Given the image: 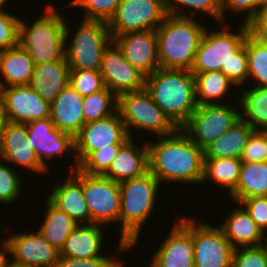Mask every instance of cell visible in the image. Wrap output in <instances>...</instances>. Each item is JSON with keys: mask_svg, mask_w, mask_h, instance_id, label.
Masks as SVG:
<instances>
[{"mask_svg": "<svg viewBox=\"0 0 267 267\" xmlns=\"http://www.w3.org/2000/svg\"><path fill=\"white\" fill-rule=\"evenodd\" d=\"M157 142H146L149 171L162 182L172 184H201L204 150L178 128L173 134L157 137Z\"/></svg>", "mask_w": 267, "mask_h": 267, "instance_id": "obj_1", "label": "cell"}, {"mask_svg": "<svg viewBox=\"0 0 267 267\" xmlns=\"http://www.w3.org/2000/svg\"><path fill=\"white\" fill-rule=\"evenodd\" d=\"M161 186L150 171L142 176L119 182L121 192L119 231L121 233L117 252H114L118 256L137 246L143 225L148 222V219L150 220L149 217L155 211Z\"/></svg>", "mask_w": 267, "mask_h": 267, "instance_id": "obj_2", "label": "cell"}, {"mask_svg": "<svg viewBox=\"0 0 267 267\" xmlns=\"http://www.w3.org/2000/svg\"><path fill=\"white\" fill-rule=\"evenodd\" d=\"M145 90L177 128H182L197 109L191 70L159 68L146 76Z\"/></svg>", "mask_w": 267, "mask_h": 267, "instance_id": "obj_3", "label": "cell"}, {"mask_svg": "<svg viewBox=\"0 0 267 267\" xmlns=\"http://www.w3.org/2000/svg\"><path fill=\"white\" fill-rule=\"evenodd\" d=\"M198 21L189 17L167 15L157 27L160 68L191 70L207 28Z\"/></svg>", "mask_w": 267, "mask_h": 267, "instance_id": "obj_4", "label": "cell"}, {"mask_svg": "<svg viewBox=\"0 0 267 267\" xmlns=\"http://www.w3.org/2000/svg\"><path fill=\"white\" fill-rule=\"evenodd\" d=\"M54 4H46L43 15L31 23L20 20L19 44L35 64L65 59V25ZM59 11V12H58ZM28 24V25H27Z\"/></svg>", "mask_w": 267, "mask_h": 267, "instance_id": "obj_5", "label": "cell"}, {"mask_svg": "<svg viewBox=\"0 0 267 267\" xmlns=\"http://www.w3.org/2000/svg\"><path fill=\"white\" fill-rule=\"evenodd\" d=\"M70 32L65 25V59L69 68L100 71L104 50L113 41L107 22L83 19L72 37Z\"/></svg>", "mask_w": 267, "mask_h": 267, "instance_id": "obj_6", "label": "cell"}, {"mask_svg": "<svg viewBox=\"0 0 267 267\" xmlns=\"http://www.w3.org/2000/svg\"><path fill=\"white\" fill-rule=\"evenodd\" d=\"M117 111L130 138H133V129L145 130L157 137L173 134L178 129L145 89L118 96Z\"/></svg>", "mask_w": 267, "mask_h": 267, "instance_id": "obj_7", "label": "cell"}, {"mask_svg": "<svg viewBox=\"0 0 267 267\" xmlns=\"http://www.w3.org/2000/svg\"><path fill=\"white\" fill-rule=\"evenodd\" d=\"M222 30H210L206 28L196 52L192 72H210L227 69V63L235 52L243 45L249 32L248 26L241 23L237 33L231 32L226 25L221 23ZM228 27V29L226 28ZM226 29V30H225ZM230 30V31H229Z\"/></svg>", "mask_w": 267, "mask_h": 267, "instance_id": "obj_8", "label": "cell"}, {"mask_svg": "<svg viewBox=\"0 0 267 267\" xmlns=\"http://www.w3.org/2000/svg\"><path fill=\"white\" fill-rule=\"evenodd\" d=\"M83 185L91 223L119 224L121 192L119 182L103 175H88L78 168L71 172Z\"/></svg>", "mask_w": 267, "mask_h": 267, "instance_id": "obj_9", "label": "cell"}, {"mask_svg": "<svg viewBox=\"0 0 267 267\" xmlns=\"http://www.w3.org/2000/svg\"><path fill=\"white\" fill-rule=\"evenodd\" d=\"M240 120V110L226 104L198 105L181 128L202 150Z\"/></svg>", "mask_w": 267, "mask_h": 267, "instance_id": "obj_10", "label": "cell"}, {"mask_svg": "<svg viewBox=\"0 0 267 267\" xmlns=\"http://www.w3.org/2000/svg\"><path fill=\"white\" fill-rule=\"evenodd\" d=\"M129 139L118 111L107 118L86 123L74 137L75 165L71 166L69 171L76 170L93 151L111 147V144H125Z\"/></svg>", "mask_w": 267, "mask_h": 267, "instance_id": "obj_11", "label": "cell"}, {"mask_svg": "<svg viewBox=\"0 0 267 267\" xmlns=\"http://www.w3.org/2000/svg\"><path fill=\"white\" fill-rule=\"evenodd\" d=\"M167 16L165 0H120L107 23L111 36L156 30Z\"/></svg>", "mask_w": 267, "mask_h": 267, "instance_id": "obj_12", "label": "cell"}, {"mask_svg": "<svg viewBox=\"0 0 267 267\" xmlns=\"http://www.w3.org/2000/svg\"><path fill=\"white\" fill-rule=\"evenodd\" d=\"M37 141L29 136L27 125L4 120L1 126L0 159L11 166H22L23 169L34 171L41 175L47 169L35 152ZM25 167V168H24Z\"/></svg>", "mask_w": 267, "mask_h": 267, "instance_id": "obj_13", "label": "cell"}, {"mask_svg": "<svg viewBox=\"0 0 267 267\" xmlns=\"http://www.w3.org/2000/svg\"><path fill=\"white\" fill-rule=\"evenodd\" d=\"M0 112L3 119L27 124L50 118V103L30 85H16L0 89Z\"/></svg>", "mask_w": 267, "mask_h": 267, "instance_id": "obj_14", "label": "cell"}, {"mask_svg": "<svg viewBox=\"0 0 267 267\" xmlns=\"http://www.w3.org/2000/svg\"><path fill=\"white\" fill-rule=\"evenodd\" d=\"M178 218L152 256L154 267H194V218Z\"/></svg>", "mask_w": 267, "mask_h": 267, "instance_id": "obj_15", "label": "cell"}, {"mask_svg": "<svg viewBox=\"0 0 267 267\" xmlns=\"http://www.w3.org/2000/svg\"><path fill=\"white\" fill-rule=\"evenodd\" d=\"M233 252L219 226L194 218V267H231Z\"/></svg>", "mask_w": 267, "mask_h": 267, "instance_id": "obj_16", "label": "cell"}, {"mask_svg": "<svg viewBox=\"0 0 267 267\" xmlns=\"http://www.w3.org/2000/svg\"><path fill=\"white\" fill-rule=\"evenodd\" d=\"M100 72L105 87L117 97L145 89L146 76L126 60L113 41L104 50Z\"/></svg>", "mask_w": 267, "mask_h": 267, "instance_id": "obj_17", "label": "cell"}, {"mask_svg": "<svg viewBox=\"0 0 267 267\" xmlns=\"http://www.w3.org/2000/svg\"><path fill=\"white\" fill-rule=\"evenodd\" d=\"M12 256L10 265L26 267H55L59 250L49 244L39 233H12L5 238Z\"/></svg>", "mask_w": 267, "mask_h": 267, "instance_id": "obj_18", "label": "cell"}, {"mask_svg": "<svg viewBox=\"0 0 267 267\" xmlns=\"http://www.w3.org/2000/svg\"><path fill=\"white\" fill-rule=\"evenodd\" d=\"M112 39L126 60L145 76L160 68L156 30L130 32Z\"/></svg>", "mask_w": 267, "mask_h": 267, "instance_id": "obj_19", "label": "cell"}, {"mask_svg": "<svg viewBox=\"0 0 267 267\" xmlns=\"http://www.w3.org/2000/svg\"><path fill=\"white\" fill-rule=\"evenodd\" d=\"M83 96L70 84L50 104V119L63 133L75 137L84 125Z\"/></svg>", "mask_w": 267, "mask_h": 267, "instance_id": "obj_20", "label": "cell"}, {"mask_svg": "<svg viewBox=\"0 0 267 267\" xmlns=\"http://www.w3.org/2000/svg\"><path fill=\"white\" fill-rule=\"evenodd\" d=\"M48 200L65 212L76 223L91 224L90 213L85 201L82 183L71 173L62 183L51 187Z\"/></svg>", "mask_w": 267, "mask_h": 267, "instance_id": "obj_21", "label": "cell"}, {"mask_svg": "<svg viewBox=\"0 0 267 267\" xmlns=\"http://www.w3.org/2000/svg\"><path fill=\"white\" fill-rule=\"evenodd\" d=\"M130 138L119 150L104 177L116 182L142 176L149 171L147 144L137 146Z\"/></svg>", "mask_w": 267, "mask_h": 267, "instance_id": "obj_22", "label": "cell"}, {"mask_svg": "<svg viewBox=\"0 0 267 267\" xmlns=\"http://www.w3.org/2000/svg\"><path fill=\"white\" fill-rule=\"evenodd\" d=\"M220 228L234 249L241 247H255L267 243L265 235L248 212L241 206L233 211L221 222Z\"/></svg>", "mask_w": 267, "mask_h": 267, "instance_id": "obj_23", "label": "cell"}, {"mask_svg": "<svg viewBox=\"0 0 267 267\" xmlns=\"http://www.w3.org/2000/svg\"><path fill=\"white\" fill-rule=\"evenodd\" d=\"M104 227L97 223L78 225L66 239L59 255L77 259L102 256Z\"/></svg>", "mask_w": 267, "mask_h": 267, "instance_id": "obj_24", "label": "cell"}, {"mask_svg": "<svg viewBox=\"0 0 267 267\" xmlns=\"http://www.w3.org/2000/svg\"><path fill=\"white\" fill-rule=\"evenodd\" d=\"M70 68L66 60L36 64L30 86L50 104L69 85Z\"/></svg>", "mask_w": 267, "mask_h": 267, "instance_id": "obj_25", "label": "cell"}, {"mask_svg": "<svg viewBox=\"0 0 267 267\" xmlns=\"http://www.w3.org/2000/svg\"><path fill=\"white\" fill-rule=\"evenodd\" d=\"M35 65L33 59L20 44L0 51V77H2L0 78V89L16 85H29Z\"/></svg>", "mask_w": 267, "mask_h": 267, "instance_id": "obj_26", "label": "cell"}, {"mask_svg": "<svg viewBox=\"0 0 267 267\" xmlns=\"http://www.w3.org/2000/svg\"><path fill=\"white\" fill-rule=\"evenodd\" d=\"M255 129L243 120L237 121L229 130L204 149V158H237Z\"/></svg>", "mask_w": 267, "mask_h": 267, "instance_id": "obj_27", "label": "cell"}, {"mask_svg": "<svg viewBox=\"0 0 267 267\" xmlns=\"http://www.w3.org/2000/svg\"><path fill=\"white\" fill-rule=\"evenodd\" d=\"M259 196H267V161L242 162L238 184L229 198L238 205L243 199Z\"/></svg>", "mask_w": 267, "mask_h": 267, "instance_id": "obj_28", "label": "cell"}, {"mask_svg": "<svg viewBox=\"0 0 267 267\" xmlns=\"http://www.w3.org/2000/svg\"><path fill=\"white\" fill-rule=\"evenodd\" d=\"M193 74L197 105L221 104L229 96L231 88L236 86L221 70Z\"/></svg>", "mask_w": 267, "mask_h": 267, "instance_id": "obj_29", "label": "cell"}, {"mask_svg": "<svg viewBox=\"0 0 267 267\" xmlns=\"http://www.w3.org/2000/svg\"><path fill=\"white\" fill-rule=\"evenodd\" d=\"M44 221L38 233L59 251L72 231L79 225L65 212L55 207L46 197Z\"/></svg>", "mask_w": 267, "mask_h": 267, "instance_id": "obj_30", "label": "cell"}, {"mask_svg": "<svg viewBox=\"0 0 267 267\" xmlns=\"http://www.w3.org/2000/svg\"><path fill=\"white\" fill-rule=\"evenodd\" d=\"M240 92L237 98V105L241 107L240 119L255 130L267 131V87L251 86Z\"/></svg>", "mask_w": 267, "mask_h": 267, "instance_id": "obj_31", "label": "cell"}, {"mask_svg": "<svg viewBox=\"0 0 267 267\" xmlns=\"http://www.w3.org/2000/svg\"><path fill=\"white\" fill-rule=\"evenodd\" d=\"M241 165L237 158H204L201 184L213 181L230 194L238 184Z\"/></svg>", "mask_w": 267, "mask_h": 267, "instance_id": "obj_32", "label": "cell"}, {"mask_svg": "<svg viewBox=\"0 0 267 267\" xmlns=\"http://www.w3.org/2000/svg\"><path fill=\"white\" fill-rule=\"evenodd\" d=\"M248 58V79L253 78L252 86L267 87V39L248 32L245 39Z\"/></svg>", "mask_w": 267, "mask_h": 267, "instance_id": "obj_33", "label": "cell"}, {"mask_svg": "<svg viewBox=\"0 0 267 267\" xmlns=\"http://www.w3.org/2000/svg\"><path fill=\"white\" fill-rule=\"evenodd\" d=\"M165 7L167 15L194 18L196 13L201 12L216 20L217 25L222 23L220 0H165ZM181 7L186 8L187 11H184V8Z\"/></svg>", "mask_w": 267, "mask_h": 267, "instance_id": "obj_34", "label": "cell"}, {"mask_svg": "<svg viewBox=\"0 0 267 267\" xmlns=\"http://www.w3.org/2000/svg\"><path fill=\"white\" fill-rule=\"evenodd\" d=\"M117 111V96L107 87L83 98L84 125L107 118Z\"/></svg>", "mask_w": 267, "mask_h": 267, "instance_id": "obj_35", "label": "cell"}, {"mask_svg": "<svg viewBox=\"0 0 267 267\" xmlns=\"http://www.w3.org/2000/svg\"><path fill=\"white\" fill-rule=\"evenodd\" d=\"M119 3L120 0H72L64 7H82L83 19L100 20L108 23L114 16Z\"/></svg>", "mask_w": 267, "mask_h": 267, "instance_id": "obj_36", "label": "cell"}, {"mask_svg": "<svg viewBox=\"0 0 267 267\" xmlns=\"http://www.w3.org/2000/svg\"><path fill=\"white\" fill-rule=\"evenodd\" d=\"M123 145L124 144H111V147L93 151L78 166V169L88 175H104Z\"/></svg>", "mask_w": 267, "mask_h": 267, "instance_id": "obj_37", "label": "cell"}, {"mask_svg": "<svg viewBox=\"0 0 267 267\" xmlns=\"http://www.w3.org/2000/svg\"><path fill=\"white\" fill-rule=\"evenodd\" d=\"M35 152L40 162L47 168V161H51L59 156L68 152L69 156L75 155L74 137L70 134L64 133L59 139H53L50 144H46L43 140L39 139L35 145ZM46 160V161H45Z\"/></svg>", "mask_w": 267, "mask_h": 267, "instance_id": "obj_38", "label": "cell"}, {"mask_svg": "<svg viewBox=\"0 0 267 267\" xmlns=\"http://www.w3.org/2000/svg\"><path fill=\"white\" fill-rule=\"evenodd\" d=\"M6 163V164H4ZM7 162L0 159V203L9 205L21 196V179L19 172ZM12 202V203H11Z\"/></svg>", "mask_w": 267, "mask_h": 267, "instance_id": "obj_39", "label": "cell"}, {"mask_svg": "<svg viewBox=\"0 0 267 267\" xmlns=\"http://www.w3.org/2000/svg\"><path fill=\"white\" fill-rule=\"evenodd\" d=\"M69 84L83 97L105 88L100 71L70 69Z\"/></svg>", "mask_w": 267, "mask_h": 267, "instance_id": "obj_40", "label": "cell"}, {"mask_svg": "<svg viewBox=\"0 0 267 267\" xmlns=\"http://www.w3.org/2000/svg\"><path fill=\"white\" fill-rule=\"evenodd\" d=\"M231 267H267V243L234 249Z\"/></svg>", "mask_w": 267, "mask_h": 267, "instance_id": "obj_41", "label": "cell"}, {"mask_svg": "<svg viewBox=\"0 0 267 267\" xmlns=\"http://www.w3.org/2000/svg\"><path fill=\"white\" fill-rule=\"evenodd\" d=\"M6 11L0 12V51L19 45L21 17Z\"/></svg>", "mask_w": 267, "mask_h": 267, "instance_id": "obj_42", "label": "cell"}, {"mask_svg": "<svg viewBox=\"0 0 267 267\" xmlns=\"http://www.w3.org/2000/svg\"><path fill=\"white\" fill-rule=\"evenodd\" d=\"M221 71L236 85H245L248 81V58L246 54L245 42L244 45L233 55L227 63V69Z\"/></svg>", "mask_w": 267, "mask_h": 267, "instance_id": "obj_43", "label": "cell"}, {"mask_svg": "<svg viewBox=\"0 0 267 267\" xmlns=\"http://www.w3.org/2000/svg\"><path fill=\"white\" fill-rule=\"evenodd\" d=\"M242 162H263L267 161V131L255 130L241 154Z\"/></svg>", "mask_w": 267, "mask_h": 267, "instance_id": "obj_44", "label": "cell"}, {"mask_svg": "<svg viewBox=\"0 0 267 267\" xmlns=\"http://www.w3.org/2000/svg\"><path fill=\"white\" fill-rule=\"evenodd\" d=\"M116 256V257H115ZM120 259L114 255H103L88 259H77L59 256L55 267H119Z\"/></svg>", "mask_w": 267, "mask_h": 267, "instance_id": "obj_45", "label": "cell"}, {"mask_svg": "<svg viewBox=\"0 0 267 267\" xmlns=\"http://www.w3.org/2000/svg\"><path fill=\"white\" fill-rule=\"evenodd\" d=\"M238 204L248 212L262 232L267 235V196L249 197Z\"/></svg>", "mask_w": 267, "mask_h": 267, "instance_id": "obj_46", "label": "cell"}, {"mask_svg": "<svg viewBox=\"0 0 267 267\" xmlns=\"http://www.w3.org/2000/svg\"><path fill=\"white\" fill-rule=\"evenodd\" d=\"M260 8L259 0H220V9L222 13V23L226 22L225 20V11H232L235 13L246 14L243 23L248 24V22L256 15ZM247 12V13H246Z\"/></svg>", "mask_w": 267, "mask_h": 267, "instance_id": "obj_47", "label": "cell"}, {"mask_svg": "<svg viewBox=\"0 0 267 267\" xmlns=\"http://www.w3.org/2000/svg\"><path fill=\"white\" fill-rule=\"evenodd\" d=\"M30 137L38 141L39 139L50 144L53 139H59L64 133L59 131L50 118L32 121L26 124Z\"/></svg>", "mask_w": 267, "mask_h": 267, "instance_id": "obj_48", "label": "cell"}, {"mask_svg": "<svg viewBox=\"0 0 267 267\" xmlns=\"http://www.w3.org/2000/svg\"><path fill=\"white\" fill-rule=\"evenodd\" d=\"M249 33L267 39V5L260 6L256 15L247 24Z\"/></svg>", "mask_w": 267, "mask_h": 267, "instance_id": "obj_49", "label": "cell"}, {"mask_svg": "<svg viewBox=\"0 0 267 267\" xmlns=\"http://www.w3.org/2000/svg\"><path fill=\"white\" fill-rule=\"evenodd\" d=\"M1 243L0 247V267H9L10 266V259H9V247L8 243L4 237V240ZM8 255H6V254Z\"/></svg>", "mask_w": 267, "mask_h": 267, "instance_id": "obj_50", "label": "cell"}, {"mask_svg": "<svg viewBox=\"0 0 267 267\" xmlns=\"http://www.w3.org/2000/svg\"><path fill=\"white\" fill-rule=\"evenodd\" d=\"M8 2V0H0V12L5 11V4Z\"/></svg>", "mask_w": 267, "mask_h": 267, "instance_id": "obj_51", "label": "cell"}, {"mask_svg": "<svg viewBox=\"0 0 267 267\" xmlns=\"http://www.w3.org/2000/svg\"><path fill=\"white\" fill-rule=\"evenodd\" d=\"M3 121H4V119H3V116L0 112V137H1V126H2Z\"/></svg>", "mask_w": 267, "mask_h": 267, "instance_id": "obj_52", "label": "cell"}, {"mask_svg": "<svg viewBox=\"0 0 267 267\" xmlns=\"http://www.w3.org/2000/svg\"><path fill=\"white\" fill-rule=\"evenodd\" d=\"M259 1H260V6L267 5V0H259Z\"/></svg>", "mask_w": 267, "mask_h": 267, "instance_id": "obj_53", "label": "cell"}, {"mask_svg": "<svg viewBox=\"0 0 267 267\" xmlns=\"http://www.w3.org/2000/svg\"><path fill=\"white\" fill-rule=\"evenodd\" d=\"M124 260H121V258H120V262H119V267H125L124 265V263H125V261L123 262Z\"/></svg>", "mask_w": 267, "mask_h": 267, "instance_id": "obj_54", "label": "cell"}, {"mask_svg": "<svg viewBox=\"0 0 267 267\" xmlns=\"http://www.w3.org/2000/svg\"><path fill=\"white\" fill-rule=\"evenodd\" d=\"M9 267H26V266L10 265Z\"/></svg>", "mask_w": 267, "mask_h": 267, "instance_id": "obj_55", "label": "cell"}, {"mask_svg": "<svg viewBox=\"0 0 267 267\" xmlns=\"http://www.w3.org/2000/svg\"><path fill=\"white\" fill-rule=\"evenodd\" d=\"M149 267H154V265L150 262V263H149Z\"/></svg>", "mask_w": 267, "mask_h": 267, "instance_id": "obj_56", "label": "cell"}]
</instances>
